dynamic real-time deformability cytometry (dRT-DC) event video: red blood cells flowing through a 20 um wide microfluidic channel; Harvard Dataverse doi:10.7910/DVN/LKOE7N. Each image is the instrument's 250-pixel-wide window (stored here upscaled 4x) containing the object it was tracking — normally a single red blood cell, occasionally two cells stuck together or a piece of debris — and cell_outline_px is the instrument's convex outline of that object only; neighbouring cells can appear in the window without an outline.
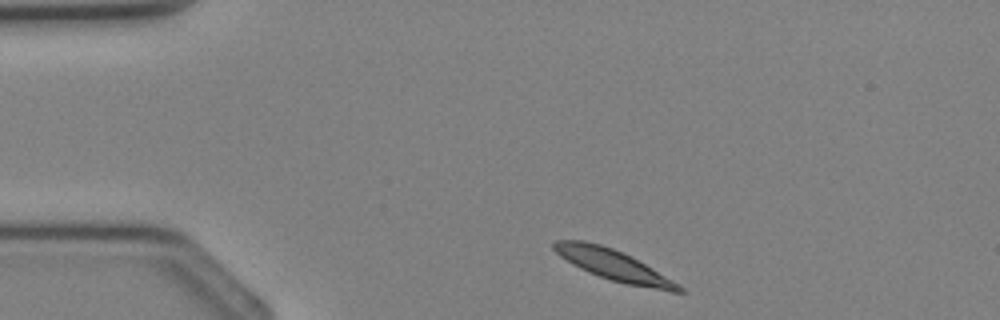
{"species": "Egyptian fruit bat (a non-hibernating species)", "species_latin": "Rousettus aegyptiacus", "temperature_condition": "cold", "stored_images_in_passage": 31, "camera_frame_rate_fps": 3000, "um_per_image_px": 0.085, "animal": {"sex": "female"}, "frame": {"image": 1, "passage_image": 1, "time_ms": 0.0, "image_size_px": [1000, 320], "cell_outline_px": [[688, 292], [672, 292], [628, 284], [612, 280], [588, 272], [572, 264], [560, 256], [552, 248], [552, 244], [556, 240], [584, 240], [600, 244], [612, 248], [632, 256], [680, 284]], "centroid_in_image_um": [52.17, 22.53], "position_along_channel_um": 32.8, "area_um2": 22.31}}
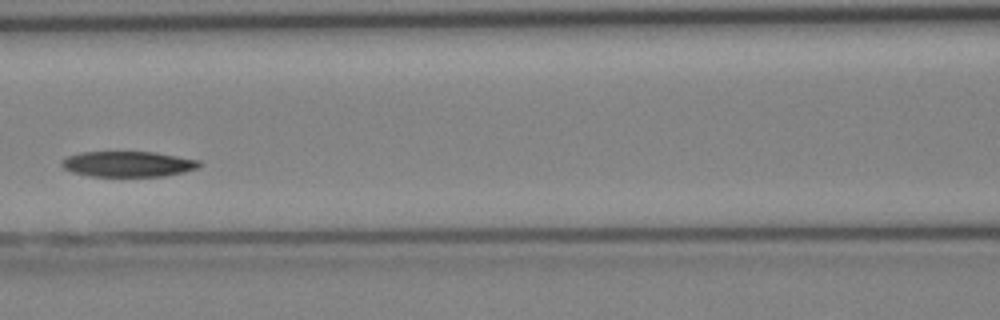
{"frame": {"image": 2, "passage_image": 11, "time_ms": 3.333, "image_size_px": [1000, 320], "cell_outline_px": [[200, 168], [184, 172], [164, 176], [88, 176], [72, 172], [64, 168], [60, 164], [60, 160], [68, 156], [80, 152], [156, 152], [200, 160]], "centroid_in_image_um": [10.88, 13.94], "position_along_channel_um": 155.7, "area_um2": 20.63}}
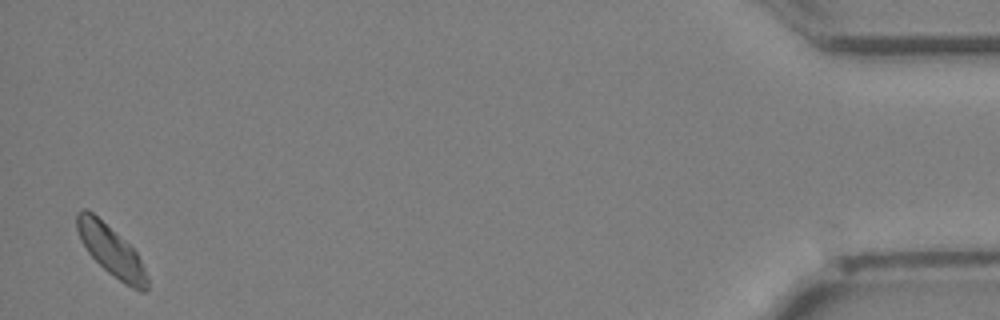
{"frame": {"image": 3, "passage_image": 31, "time_ms": 10.0, "image_size_px": [1000, 320], "cell_outline_px": [[148, 292], [140, 292], [124, 284], [108, 272], [88, 252], [80, 240], [76, 228], [76, 212], [84, 208], [92, 212], [124, 240], [136, 252], [148, 276]], "centroid_in_image_um": [9.45, 21.33], "position_along_channel_um": 425.8, "area_um2": 20.4}}